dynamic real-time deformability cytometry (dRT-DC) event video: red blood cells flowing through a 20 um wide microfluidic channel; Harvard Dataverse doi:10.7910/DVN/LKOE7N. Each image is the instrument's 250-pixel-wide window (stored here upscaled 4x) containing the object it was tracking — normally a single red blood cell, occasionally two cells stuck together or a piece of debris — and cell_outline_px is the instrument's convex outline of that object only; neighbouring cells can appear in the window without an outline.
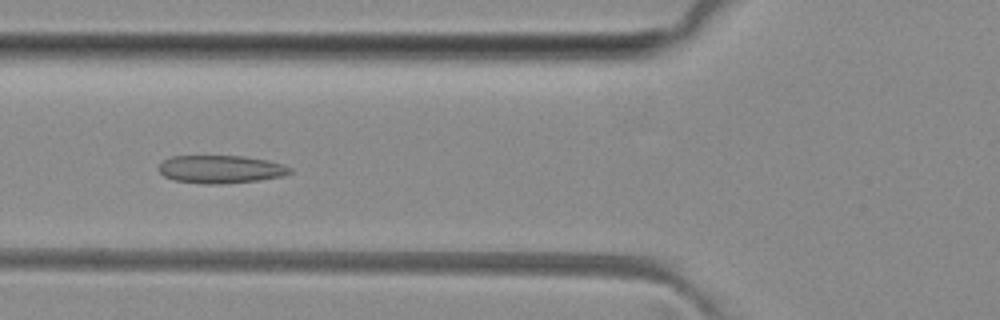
{"species": "common noctule bat (a hibernating species)", "species_latin": "Nyctalus noctula", "temperature_condition": "room temperature", "stored_images_in_passage": 4, "camera_frame_rate_fps": 3000, "um_per_image_px": 0.085, "animal": {"sex": "female", "body_mass_g": 29.2, "forearm_length_mm": 56.3}, "frame": {"image": 1, "passage_image": 4, "time_ms": 4.333, "image_size_px": [1000, 320], "cell_outline_px": [[292, 172], [284, 176], [260, 180], [220, 184], [204, 184], [172, 180], [164, 176], [156, 168], [164, 160], [172, 156], [244, 156], [268, 160], [292, 168]], "centroid_in_image_um": [18.75, 14.39], "position_along_channel_um": 107.1, "area_um2": 21.5}}